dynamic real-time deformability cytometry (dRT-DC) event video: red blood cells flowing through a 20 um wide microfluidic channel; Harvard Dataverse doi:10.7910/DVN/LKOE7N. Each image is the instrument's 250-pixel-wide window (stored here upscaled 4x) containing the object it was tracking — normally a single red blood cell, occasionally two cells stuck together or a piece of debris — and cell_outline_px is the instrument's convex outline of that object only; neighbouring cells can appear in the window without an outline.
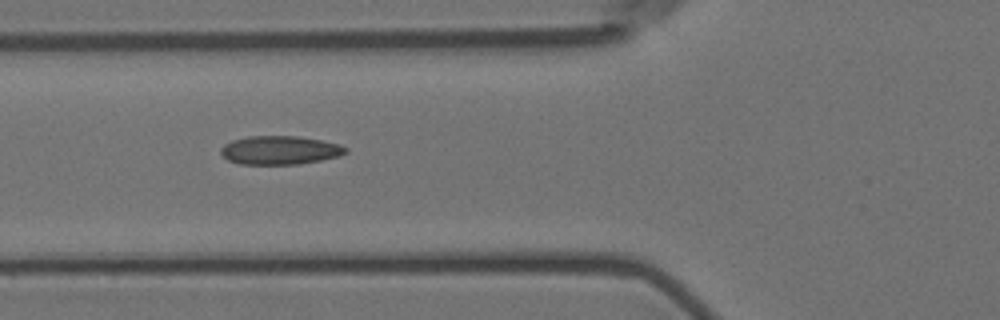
{"species": "Egyptian fruit bat (a non-hibernating species)", "species_latin": "Rousettus aegyptiacus", "temperature_condition": "room temperature", "stored_images_in_passage": 7, "camera_frame_rate_fps": 3000, "um_per_image_px": 0.085, "animal": {"sex": "female"}, "frame": {"image": 1, "passage_image": 6, "time_ms": 1.667, "image_size_px": [1000, 320], "cell_outline_px": [[348, 152], [340, 156], [300, 164], [240, 164], [228, 160], [220, 152], [220, 148], [224, 144], [232, 140], [248, 136], [300, 136], [340, 144], [348, 148]], "centroid_in_image_um": [23.8, 12.76], "position_along_channel_um": 102.0, "area_um2": 20.92}}
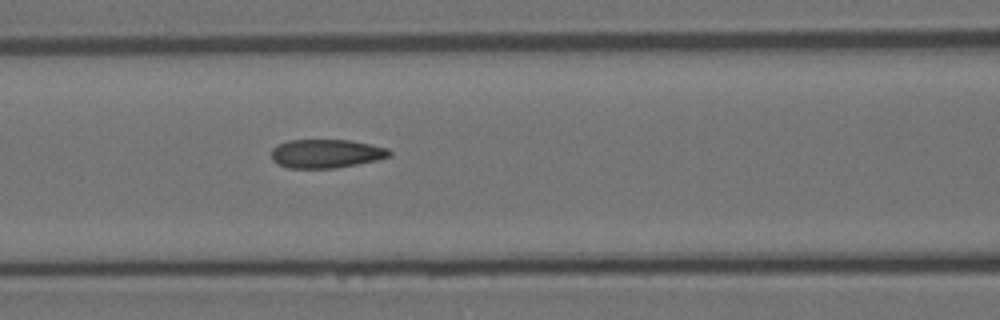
{"frame": {"image": 2, "passage_image": 7, "time_ms": 2.0, "image_size_px": [1000, 320], "cell_outline_px": [[392, 156], [376, 160], [336, 168], [288, 168], [272, 160], [272, 148], [276, 144], [288, 140], [348, 140], [372, 144], [388, 148], [392, 152]], "centroid_in_image_um": [27.73, 13.05], "position_along_channel_um": 138.9, "area_um2": 19.83}}